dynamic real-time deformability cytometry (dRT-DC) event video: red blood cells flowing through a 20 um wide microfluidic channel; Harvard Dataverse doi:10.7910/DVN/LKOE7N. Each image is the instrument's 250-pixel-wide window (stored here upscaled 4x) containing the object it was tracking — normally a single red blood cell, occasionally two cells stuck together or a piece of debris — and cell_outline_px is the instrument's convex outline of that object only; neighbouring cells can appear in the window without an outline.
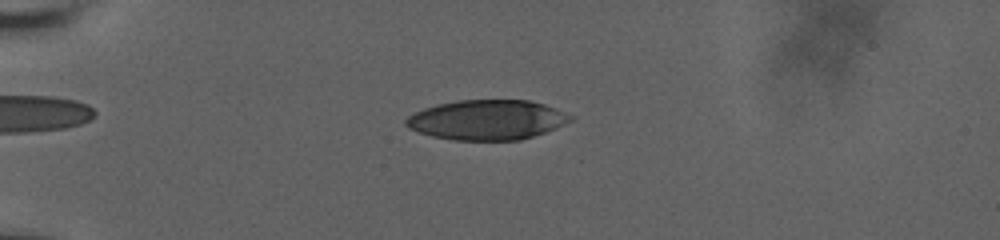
{"species": "human", "species_latin": "Homo sapiens", "temperature_condition": "room temperature", "stored_images_in_passage": 49, "camera_frame_rate_fps": 3000, "um_per_image_px": 0.085, "donor": {"sex": "male"}, "frame": {"image": 1, "passage_image": 1, "time_ms": 0.0, "image_size_px": [1000, 240], "cell_outline_px": [[572, 120], [544, 132], [520, 140], [456, 140], [432, 136], [408, 128], [404, 124], [404, 120], [408, 116], [424, 108], [436, 104], [460, 100], [528, 100], [544, 104], [556, 108], [572, 116]], "centroid_in_image_um": [41.36, 10.18], "position_along_channel_um": 43.6, "area_um2": 37.97}}
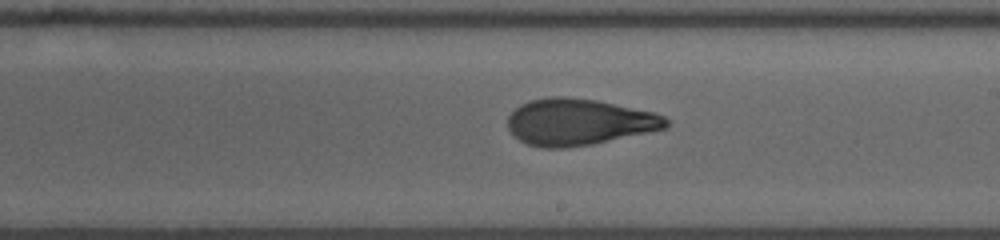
{"frame": {"image": 2, "passage_image": 20, "time_ms": 6.667, "image_size_px": [1000, 240], "cell_outline_px": [[668, 124], [664, 128], [592, 144], [564, 148], [540, 148], [528, 144], [520, 140], [508, 128], [508, 116], [520, 104], [528, 100], [548, 96], [568, 96], [596, 100], [652, 112], [664, 116], [668, 120]], "centroid_in_image_um": [49.14, 10.36], "position_along_channel_um": 239.9, "area_um2": 42.6}}
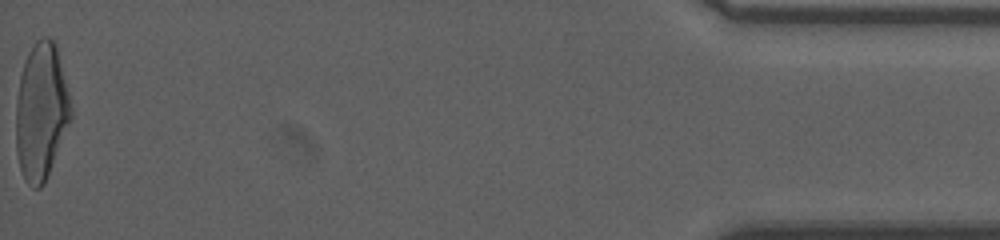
{"frame": {"image": 3, "passage_image": 48, "time_ms": 14.333, "image_size_px": [1000, 240], "cell_outline_px": [[72, 120], [44, 184], [40, 188], [32, 188], [24, 180], [20, 168], [16, 152], [16, 100], [20, 76], [24, 60], [32, 44], [36, 40], [44, 36], [48, 36], [56, 44], [72, 108]], "centroid_in_image_um": [3.5, 9.49], "position_along_channel_um": 431.7, "area_um2": 44.22}, "authors_computed_cell_mechanics": {"area_um2": 42.4252, "velocity_mm_per_s": 3.6349, "shape_relaxation_time_tau1_ms": null, "shape_relaxation_time_tau2_ms": 1.1995, "deformation_change_tau1": null, "deformation_change_tau2": 0.0859}}